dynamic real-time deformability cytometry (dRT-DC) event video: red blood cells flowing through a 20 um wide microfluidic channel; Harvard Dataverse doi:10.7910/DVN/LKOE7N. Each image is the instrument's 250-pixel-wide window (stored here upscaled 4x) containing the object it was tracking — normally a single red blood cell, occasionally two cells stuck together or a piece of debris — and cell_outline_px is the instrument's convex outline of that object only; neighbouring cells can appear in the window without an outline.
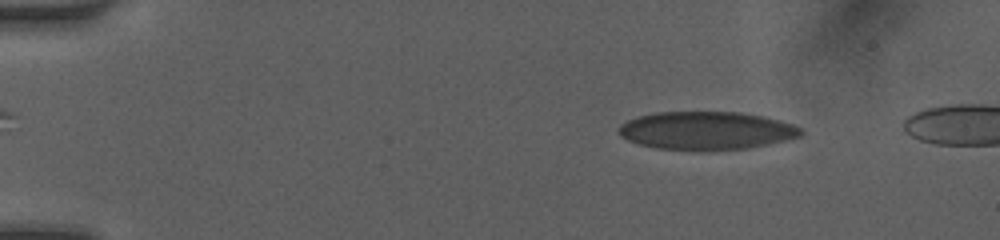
{"species": "human", "species_latin": "Homo sapiens", "temperature_condition": "room temperature", "stored_images_in_passage": 16, "camera_frame_rate_fps": 3000, "um_per_image_px": 0.085, "donor": {"sex": "female"}, "frame": {"image": 1, "passage_image": 7, "time_ms": 2.0, "image_size_px": [1000, 240], "cell_outline_px": [[800, 132], [796, 136], [764, 144], [744, 148], [656, 148], [640, 144], [628, 140], [620, 132], [620, 124], [628, 120], [640, 116], [660, 112], [736, 112], [760, 116], [776, 120], [800, 128]], "centroid_in_image_um": [59.95, 11.06], "position_along_channel_um": 25.1, "area_um2": 38.32}}